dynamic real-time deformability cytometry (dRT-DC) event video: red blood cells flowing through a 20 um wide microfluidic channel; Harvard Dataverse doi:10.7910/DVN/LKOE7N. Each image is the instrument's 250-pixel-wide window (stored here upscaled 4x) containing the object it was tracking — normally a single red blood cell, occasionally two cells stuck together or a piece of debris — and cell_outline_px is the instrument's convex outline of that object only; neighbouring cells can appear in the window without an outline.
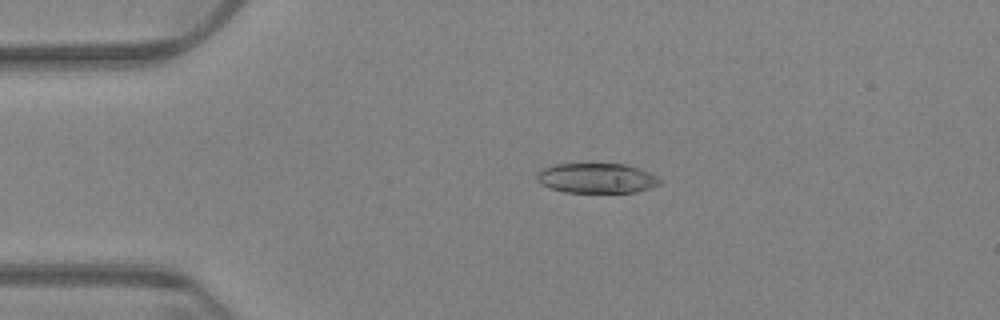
{"species": "Egyptian fruit bat (a non-hibernating species)", "species_latin": "Rousettus aegyptiacus", "temperature_condition": "warm", "stored_images_in_passage": 61, "camera_frame_rate_fps": 3000, "um_per_image_px": 0.085, "animal": {"sex": "female"}, "frame": {"image": 1, "passage_image": 13, "time_ms": 4.0, "image_size_px": [1000, 320], "cell_outline_px": [[664, 180], [660, 184], [652, 188], [636, 192], [564, 192], [540, 184], [536, 180], [536, 172], [552, 164], [628, 164], [648, 172]], "centroid_in_image_um": [50.72, 15.14], "position_along_channel_um": 34.3, "area_um2": 21.62}}
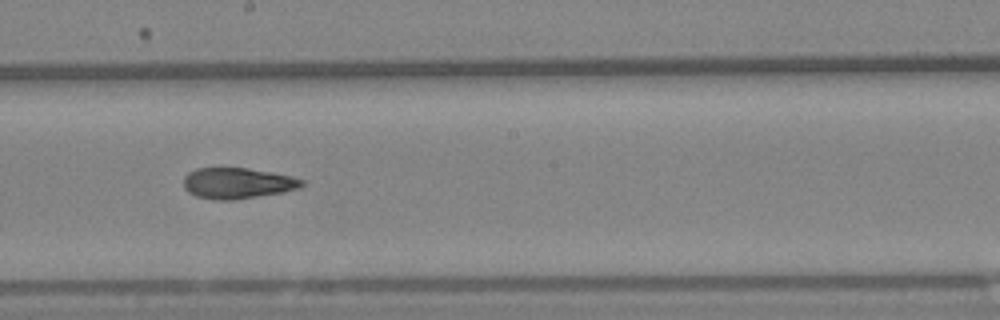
{"frame": {"image": 2, "passage_image": 34, "time_ms": 11.0, "image_size_px": [1000, 320], "cell_outline_px": [[304, 184], [300, 188], [284, 192], [232, 200], [216, 200], [196, 196], [188, 192], [184, 188], [184, 176], [188, 172], [196, 168], [248, 168], [272, 172], [304, 180]], "centroid_in_image_um": [20.17, 15.57], "position_along_channel_um": 228.0, "area_um2": 21.27}}
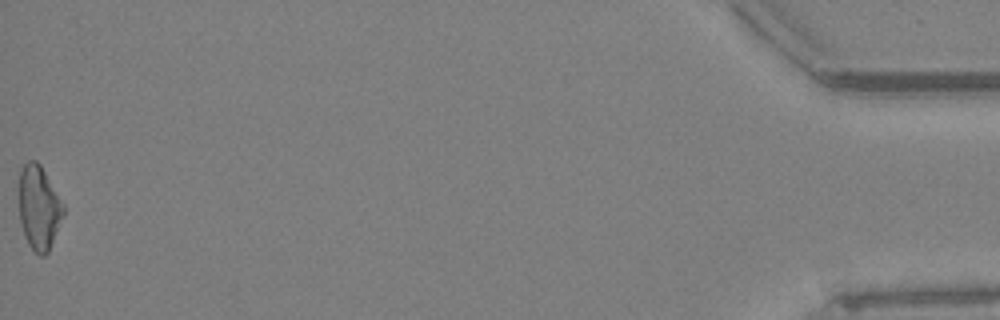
{"frame": {"image": 3, "passage_image": 61, "time_ms": 20.0, "image_size_px": [1000, 320], "cell_outline_px": [[64, 216], [48, 252], [44, 256], [40, 256], [28, 244], [20, 224], [16, 192], [16, 188], [20, 168], [28, 160], [36, 160], [40, 164], [64, 204]], "centroid_in_image_um": [3.25, 17.6], "position_along_channel_um": 431.9, "area_um2": 22.54}, "authors_computed_cell_mechanics": {"area_um2": 22.0796, "velocity_mm_per_s": 3.376, "shape_relaxation_time_tau1_ms": null, "shape_relaxation_time_tau2_ms": 4.0694, "deformation_change_tau1": null, "deformation_change_tau2": 0.1179}}